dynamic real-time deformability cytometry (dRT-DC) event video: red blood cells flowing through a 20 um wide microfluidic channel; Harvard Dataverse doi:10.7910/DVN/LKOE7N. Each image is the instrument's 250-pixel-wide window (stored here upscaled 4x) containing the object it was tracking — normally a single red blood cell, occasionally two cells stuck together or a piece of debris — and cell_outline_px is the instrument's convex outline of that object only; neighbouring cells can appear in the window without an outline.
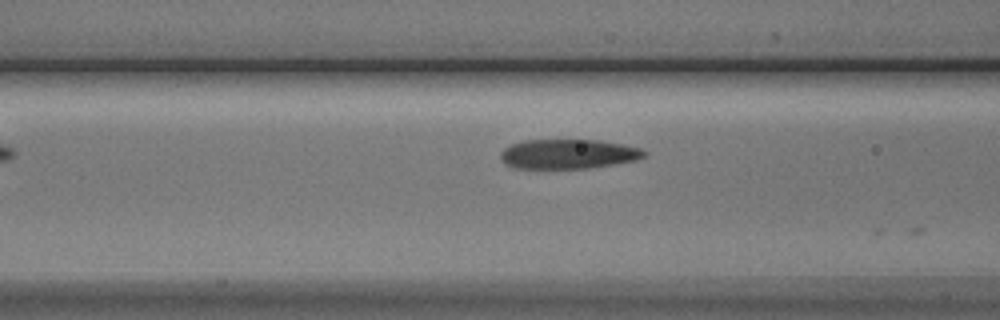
{"species": "Egyptian fruit bat (a non-hibernating species)", "species_latin": "Rousettus aegyptiacus", "temperature_condition": "cold", "stored_images_in_passage": 13, "camera_frame_rate_fps": 3000, "um_per_image_px": 0.085, "animal": {"sex": "male"}, "frame": {"image": 1, "passage_image": 5, "time_ms": 1.333, "image_size_px": [1000, 320], "cell_outline_px": [[648, 152], [644, 156], [636, 160], [588, 168], [516, 168], [504, 164], [500, 156], [500, 152], [504, 148], [512, 144], [524, 140], [600, 140], [624, 144], [640, 148]], "centroid_in_image_um": [48.29, 13.08], "position_along_channel_um": 118.3, "area_um2": 24.74}}
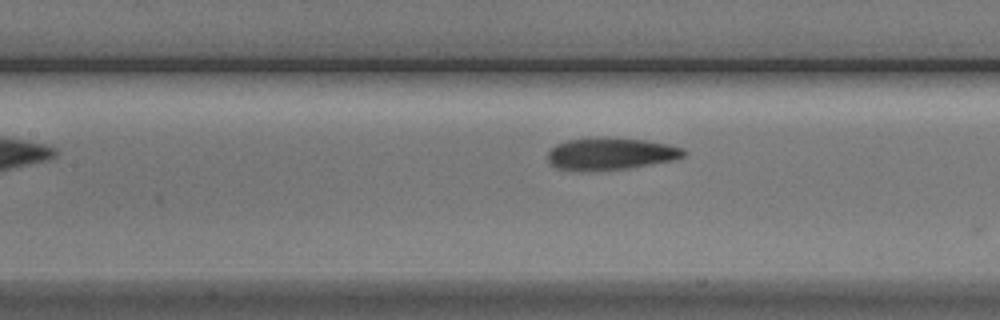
{"frame": {"image": 2, "passage_image": 8, "time_ms": 2.333, "image_size_px": [1000, 320], "cell_outline_px": [[688, 152], [684, 156], [676, 160], [628, 168], [580, 172], [576, 172], [556, 168], [548, 160], [548, 152], [556, 144], [568, 140], [600, 136], [604, 136], [644, 140], [668, 144], [684, 148]], "centroid_in_image_um": [51.91, 13.07], "position_along_channel_um": 155.5, "area_um2": 26.01}}
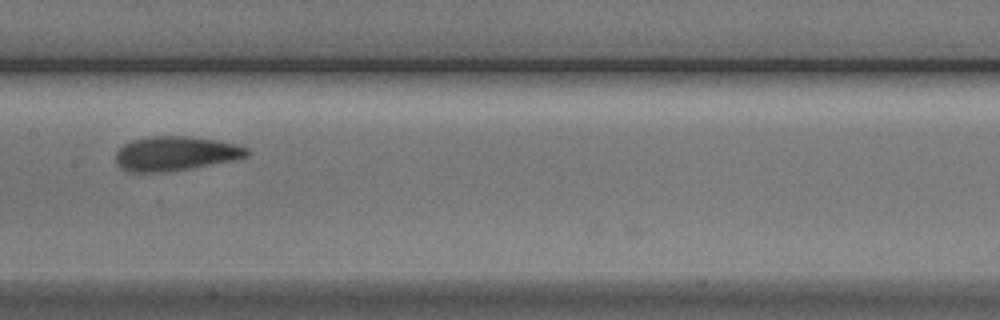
{"frame": {"image": 3, "passage_image": 11, "time_ms": 3.333, "image_size_px": [1000, 320], "cell_outline_px": [[248, 156], [232, 160], [192, 168], [168, 172], [128, 172], [120, 168], [116, 164], [116, 152], [124, 144], [132, 140], [152, 136], [188, 136], [216, 140], [236, 144], [248, 148]], "centroid_in_image_um": [14.89, 13.06], "position_along_channel_um": 192.5, "area_um2": 26.3}}